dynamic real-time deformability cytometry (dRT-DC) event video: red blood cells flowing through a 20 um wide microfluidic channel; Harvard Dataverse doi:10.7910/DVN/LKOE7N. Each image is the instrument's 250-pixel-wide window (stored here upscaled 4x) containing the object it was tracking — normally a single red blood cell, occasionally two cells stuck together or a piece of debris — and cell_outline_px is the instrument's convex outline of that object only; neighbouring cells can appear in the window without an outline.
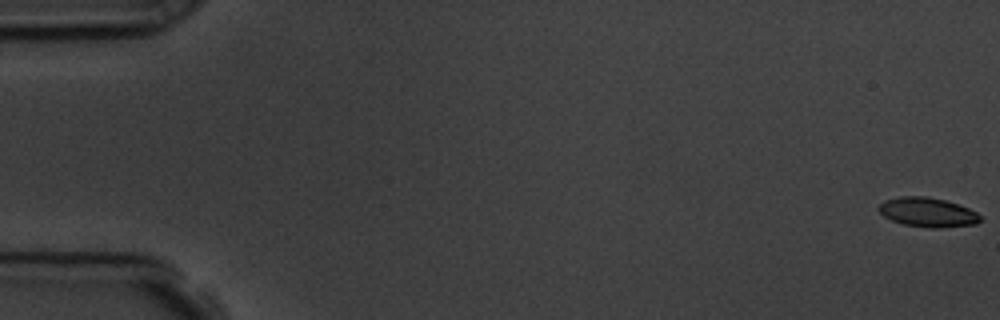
{"species": "common noctule bat (a hibernating species)", "species_latin": "Nyctalus noctula", "temperature_condition": "room temperature", "stored_images_in_passage": 57, "camera_frame_rate_fps": 3000, "um_per_image_px": 0.085, "animal": {"sex": "male", "body_mass_g": 19.5, "forearm_length_mm": 54.6}, "frame": {"image": 1, "passage_image": 1, "time_ms": 0.0, "image_size_px": [1000, 320], "cell_outline_px": [[980, 220], [976, 224], [932, 228], [928, 228], [904, 224], [892, 220], [884, 216], [876, 208], [884, 200], [900, 196], [924, 196], [944, 200], [968, 208], [976, 212], [980, 216]], "centroid_in_image_um": [78.81, 18.04], "position_along_channel_um": 6.2, "area_um2": 17.17}}
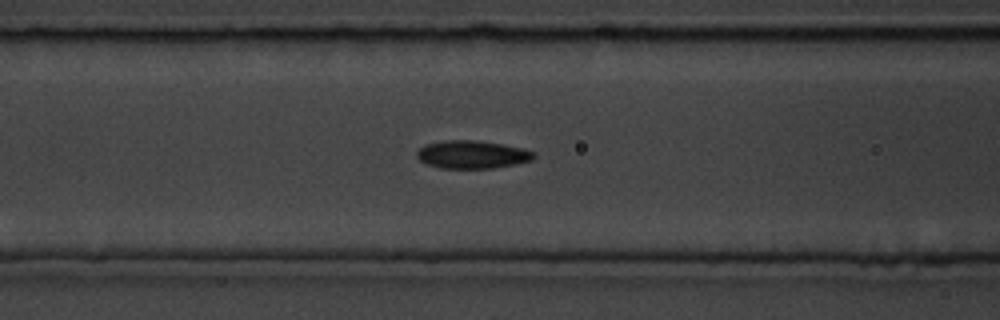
{"frame": {"image": 2, "passage_image": 24, "time_ms": 7.667, "image_size_px": [1000, 320], "cell_outline_px": [[536, 156], [532, 160], [516, 164], [492, 168], [440, 168], [428, 164], [420, 160], [416, 156], [416, 152], [424, 144], [444, 140], [472, 140], [500, 144], [524, 148], [536, 152]], "centroid_in_image_um": [40.14, 13.13], "position_along_channel_um": 126.5, "area_um2": 19.07}}
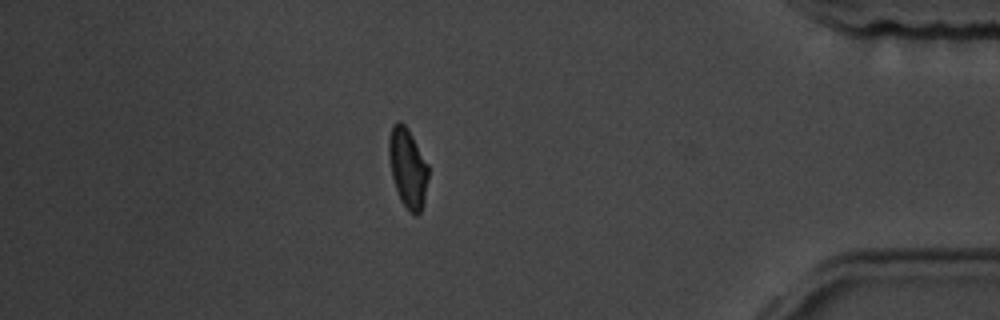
{"frame": {"image": 3, "passage_image": 50, "time_ms": 16.333, "image_size_px": [1000, 320], "cell_outline_px": [[428, 176], [424, 204], [420, 212], [416, 216], [400, 200], [392, 176], [388, 156], [388, 140], [392, 124], [396, 120], [400, 120], [408, 128], [428, 164]], "centroid_in_image_um": [34.65, 14.22], "position_along_channel_um": 400.6, "area_um2": 18.32}}